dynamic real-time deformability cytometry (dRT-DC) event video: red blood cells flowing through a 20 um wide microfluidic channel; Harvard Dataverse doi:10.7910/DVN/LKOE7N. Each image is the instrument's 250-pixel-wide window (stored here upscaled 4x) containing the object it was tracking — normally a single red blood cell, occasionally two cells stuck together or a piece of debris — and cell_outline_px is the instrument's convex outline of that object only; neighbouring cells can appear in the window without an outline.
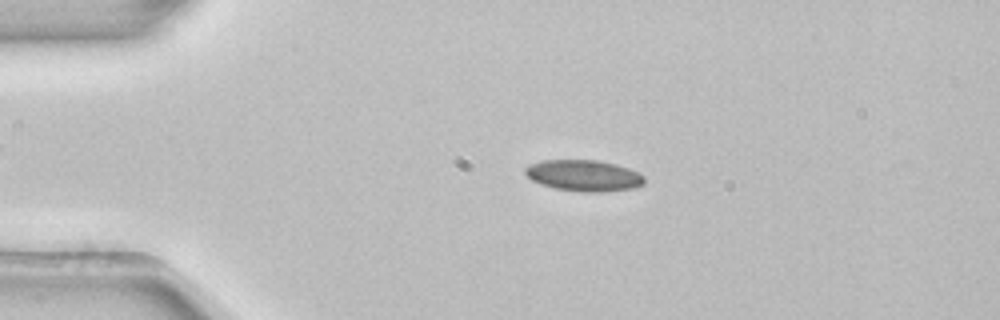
{"species": "common noctule bat (a hibernating species)", "species_latin": "Nyctalus noctula", "temperature_condition": "room temperature", "stored_images_in_passage": 29, "camera_frame_rate_fps": 3000, "um_per_image_px": 0.085, "animal": {"sex": "female", "body_mass_g": 22.7, "forearm_length_mm": 54.2}, "frame": {"image": 1, "passage_image": 3, "time_ms": 0.667, "image_size_px": [1000, 320], "cell_outline_px": [[644, 184], [632, 188], [604, 192], [580, 192], [556, 188], [540, 184], [532, 180], [524, 172], [524, 168], [532, 164], [544, 160], [596, 160], [616, 164], [628, 168], [644, 176]], "centroid_in_image_um": [49.62, 14.93], "position_along_channel_um": 35.4, "area_um2": 21.56}}
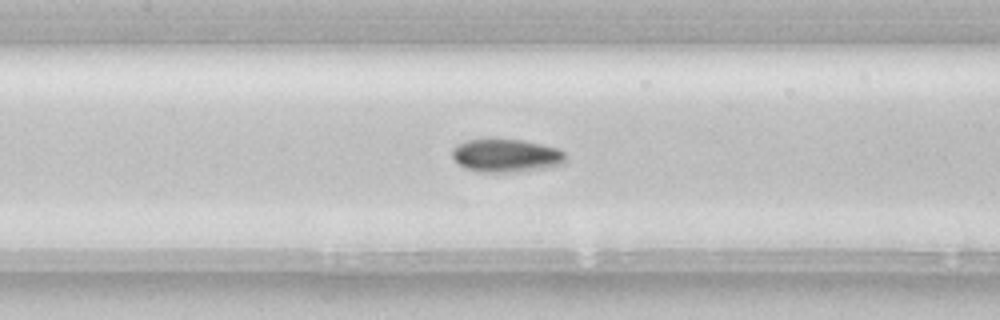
{"frame": {"image": 2, "passage_image": 16, "time_ms": 5.0, "image_size_px": [1000, 320], "cell_outline_px": [[564, 164], [544, 168], [520, 172], [476, 172], [464, 168], [452, 156], [452, 148], [456, 144], [464, 140], [488, 136], [520, 140], [540, 144], [556, 148], [564, 152]], "centroid_in_image_um": [42.94, 13.19], "position_along_channel_um": 164.5, "area_um2": 22.6}}
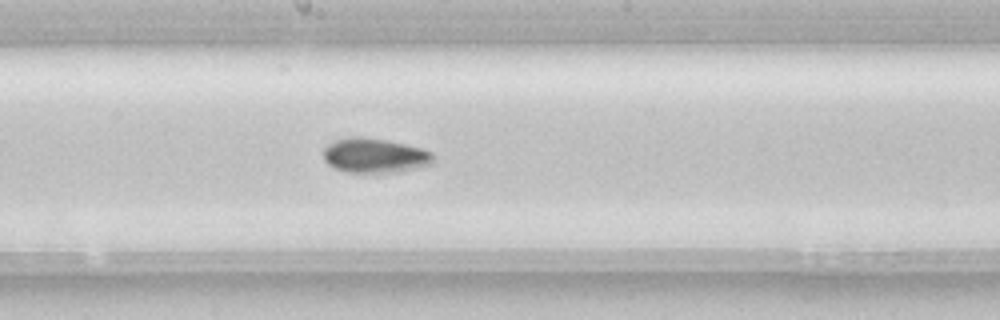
{"frame": {"image": 3, "passage_image": 20, "time_ms": 6.333, "image_size_px": [1000, 320], "cell_outline_px": [[432, 164], [416, 168], [388, 172], [348, 172], [336, 168], [328, 164], [324, 160], [324, 148], [328, 144], [336, 140], [352, 136], [364, 136], [388, 140], [424, 148], [432, 152]], "centroid_in_image_um": [31.85, 13.19], "position_along_channel_um": 216.3, "area_um2": 22.08}}